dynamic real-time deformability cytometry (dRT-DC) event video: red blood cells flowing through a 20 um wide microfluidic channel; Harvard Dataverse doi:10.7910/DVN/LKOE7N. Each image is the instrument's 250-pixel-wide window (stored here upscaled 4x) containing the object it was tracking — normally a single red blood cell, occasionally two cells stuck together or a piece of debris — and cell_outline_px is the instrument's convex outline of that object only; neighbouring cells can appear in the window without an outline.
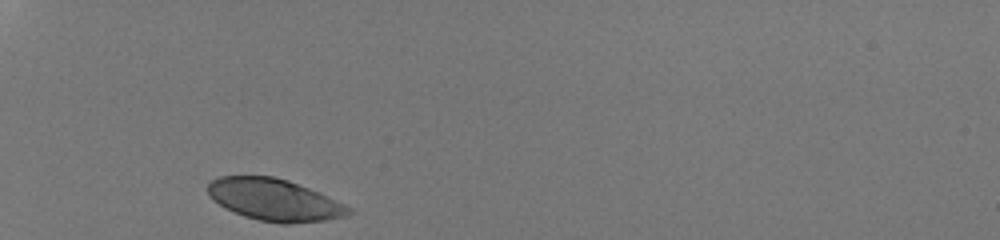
{"species": "human", "species_latin": "Homo sapiens", "temperature_condition": "room temperature", "stored_images_in_passage": 27, "camera_frame_rate_fps": 3000, "um_per_image_px": 0.085, "donor": {"sex": "male"}, "frame": {"image": 1, "passage_image": 1, "time_ms": 0.0, "image_size_px": [1000, 240], "cell_outline_px": [[356, 212], [344, 216], [324, 220], [288, 224], [280, 224], [260, 220], [244, 216], [212, 200], [208, 196], [208, 184], [212, 180], [220, 176], [272, 176], [288, 180], [320, 192], [352, 208]], "centroid_in_image_um": [23.35, 16.98], "position_along_channel_um": 61.6, "area_um2": 34.28}}
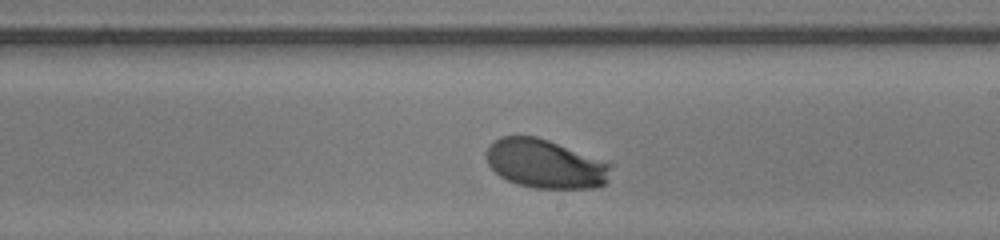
{"frame": {"image": 2, "passage_image": 16, "time_ms": 5.0, "image_size_px": [1000, 240], "cell_outline_px": [[612, 164], [604, 184], [596, 188], [532, 188], [516, 184], [500, 176], [488, 164], [488, 148], [500, 136], [536, 136], [548, 140]], "centroid_in_image_um": [46.34, 13.94], "position_along_channel_um": 242.7, "area_um2": 34.85}}
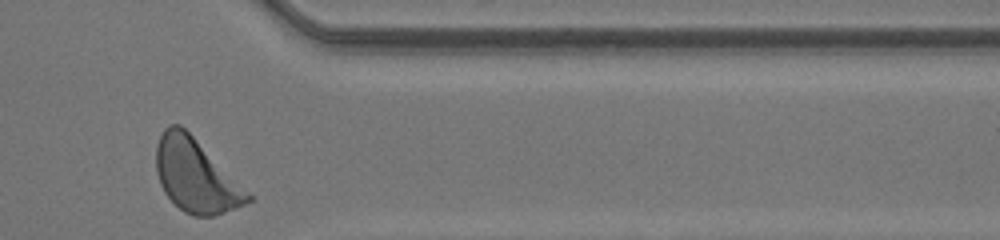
{"frame": {"image": 3, "passage_image": 27, "time_ms": 8.667, "image_size_px": [1000, 240], "cell_outline_px": [[252, 200], [244, 204], [224, 212], [212, 216], [192, 216], [184, 212], [164, 192], [160, 184], [156, 172], [156, 144], [164, 128], [168, 124], [180, 124], [252, 196]], "centroid_in_image_um": [16.58, 14.93], "position_along_channel_um": 394.8, "area_um2": 38.15}, "authors_computed_cell_mechanics": {"area_um2": 35.7782, "velocity_mm_per_s": 4.2102, "shape_relaxation_time_tau1_ms": 1.595, "shape_relaxation_time_tau2_ms": null, "deformation_change_tau1": 0.1224, "deformation_change_tau2": null}}